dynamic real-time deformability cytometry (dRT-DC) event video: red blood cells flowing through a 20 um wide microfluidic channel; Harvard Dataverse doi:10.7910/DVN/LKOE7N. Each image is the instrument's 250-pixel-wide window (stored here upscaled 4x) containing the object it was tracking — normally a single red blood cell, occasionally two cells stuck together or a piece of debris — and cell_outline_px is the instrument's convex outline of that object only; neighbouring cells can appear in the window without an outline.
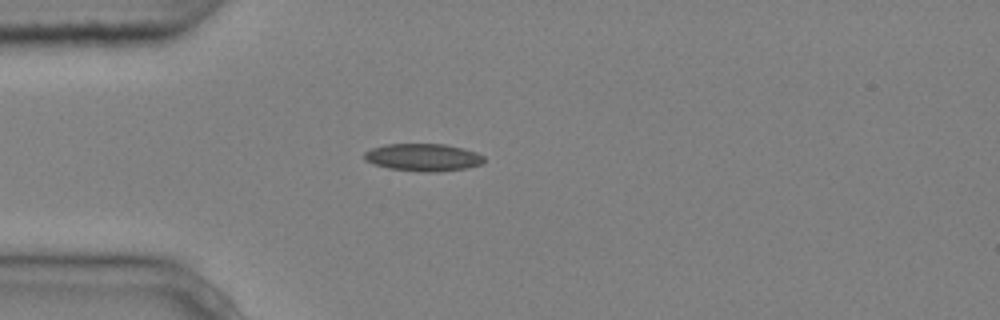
{"species": "common noctule bat (a hibernating species)", "species_latin": "Nyctalus noctula", "temperature_condition": "cold", "stored_images_in_passage": 3, "camera_frame_rate_fps": 3000, "um_per_image_px": 0.085, "animal": {"sex": "male", "body_mass_g": 20.4}, "frame": {"image": 1, "passage_image": 3, "time_ms": 0.667, "image_size_px": [1000, 320], "cell_outline_px": [[484, 164], [468, 168], [440, 172], [428, 172], [388, 168], [372, 164], [364, 160], [364, 152], [372, 148], [384, 144], [444, 144], [476, 152], [484, 156]], "centroid_in_image_um": [35.97, 13.38], "position_along_channel_um": 49.0, "area_um2": 19.31}}